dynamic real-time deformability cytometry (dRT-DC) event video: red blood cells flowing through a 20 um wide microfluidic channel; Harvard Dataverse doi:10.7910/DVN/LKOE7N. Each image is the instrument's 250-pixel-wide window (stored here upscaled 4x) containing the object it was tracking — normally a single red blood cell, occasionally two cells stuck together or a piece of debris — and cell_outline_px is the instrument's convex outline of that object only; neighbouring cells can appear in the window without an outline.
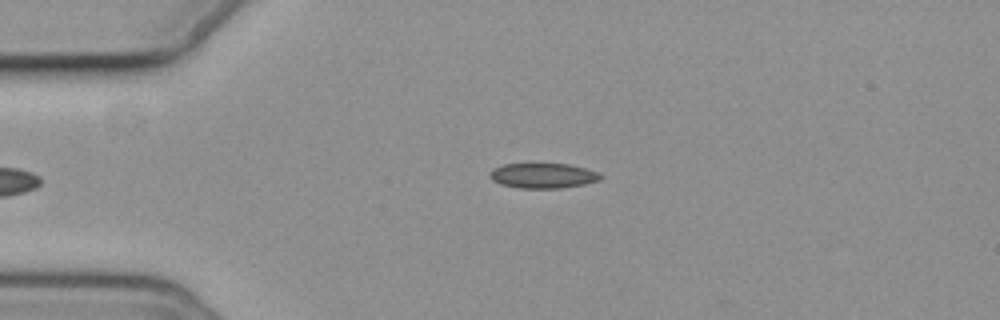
{"species": "common noctule bat (a hibernating species)", "species_latin": "Nyctalus noctula", "temperature_condition": "cold", "stored_images_in_passage": 3, "camera_frame_rate_fps": 3000, "um_per_image_px": 0.085, "animal": {"sex": "female", "body_mass_g": 19.3, "forearm_length_mm": 54.1}, "frame": {"image": 1, "passage_image": 3, "time_ms": 3.667, "image_size_px": [1000, 320], "cell_outline_px": [[604, 176], [600, 180], [584, 184], [560, 188], [520, 188], [500, 184], [492, 180], [488, 176], [488, 172], [492, 168], [504, 164], [568, 164], [600, 172]], "centroid_in_image_um": [46.14, 14.93], "position_along_channel_um": 38.9, "area_um2": 16.3}}